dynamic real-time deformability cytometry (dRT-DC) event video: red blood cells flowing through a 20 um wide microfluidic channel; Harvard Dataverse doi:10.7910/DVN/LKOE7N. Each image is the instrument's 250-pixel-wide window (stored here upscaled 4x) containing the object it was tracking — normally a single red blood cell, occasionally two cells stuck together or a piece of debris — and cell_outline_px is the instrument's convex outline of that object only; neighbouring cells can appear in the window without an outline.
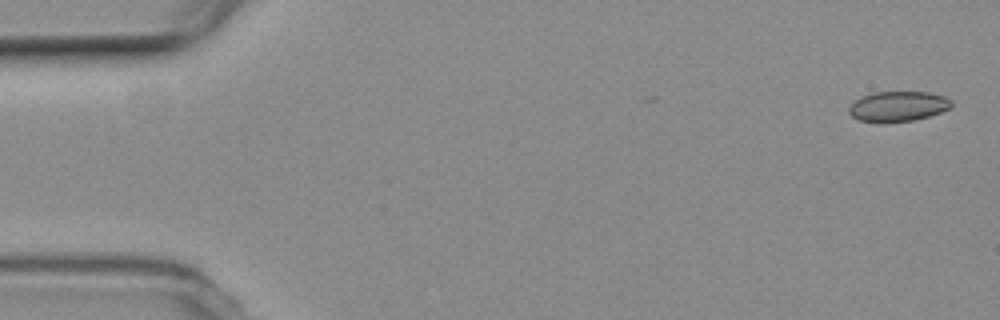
{"species": "common noctule bat (a hibernating species)", "species_latin": "Nyctalus noctula", "temperature_condition": "room temperature", "stored_images_in_passage": 3, "camera_frame_rate_fps": 3000, "um_per_image_px": 0.085, "animal": {"sex": "female", "body_mass_g": 19.3, "forearm_length_mm": 54.1}, "frame": {"image": 1, "passage_image": 1, "time_ms": 0.0, "image_size_px": [1000, 320], "cell_outline_px": [[952, 104], [948, 108], [940, 112], [928, 116], [912, 120], [860, 120], [852, 116], [848, 112], [848, 108], [860, 96], [872, 92], [928, 92], [944, 96], [952, 100]], "centroid_in_image_um": [76.34, 8.99], "position_along_channel_um": 8.7, "area_um2": 17.4}}